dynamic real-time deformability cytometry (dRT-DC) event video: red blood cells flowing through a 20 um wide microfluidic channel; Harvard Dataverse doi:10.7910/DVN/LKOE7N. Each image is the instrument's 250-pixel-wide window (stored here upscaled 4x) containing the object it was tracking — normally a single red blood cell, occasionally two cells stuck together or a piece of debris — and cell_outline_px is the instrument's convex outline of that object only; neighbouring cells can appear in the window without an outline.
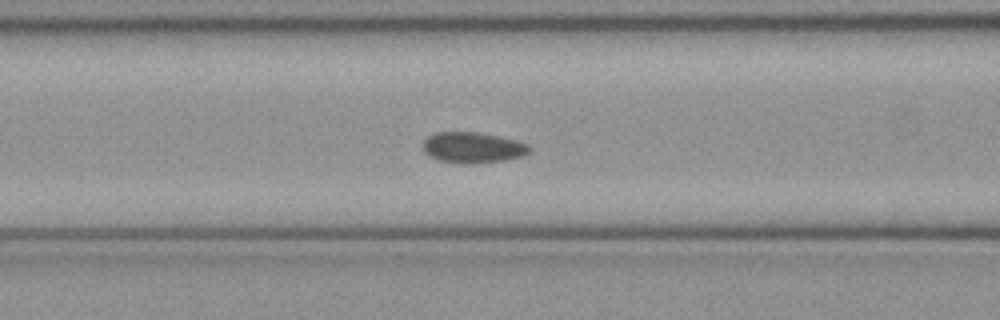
{"species": "common noctule bat (a hibernating species)", "species_latin": "Nyctalus noctula", "temperature_condition": "cold", "stored_images_in_passage": 52, "camera_frame_rate_fps": 3000, "um_per_image_px": 0.085, "animal": {"sex": "female", "body_mass_g": 21.9}, "frame": {"image": 1, "passage_image": 21, "time_ms": 6.667, "image_size_px": [1000, 320], "cell_outline_px": [[532, 152], [524, 156], [504, 160], [472, 164], [460, 164], [440, 160], [428, 156], [424, 152], [424, 140], [428, 136], [436, 132], [476, 132], [516, 140], [528, 144], [532, 148]], "centroid_in_image_um": [40.21, 12.55], "position_along_channel_um": 126.4, "area_um2": 19.25}}
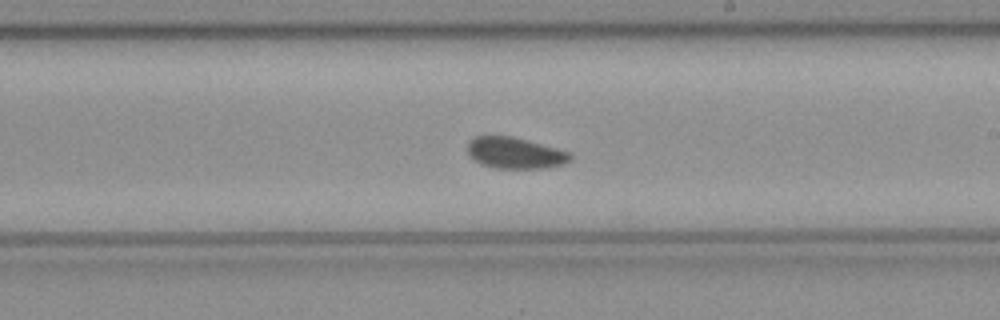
{"frame": {"image": 2, "passage_image": 30, "time_ms": 9.667, "image_size_px": [1000, 320], "cell_outline_px": [[572, 160], [564, 164], [544, 168], [496, 168], [480, 164], [472, 160], [468, 156], [468, 144], [476, 136], [512, 136], [528, 140], [572, 152]], "centroid_in_image_um": [43.8, 13.01], "position_along_channel_um": 245.2, "area_um2": 18.9}}
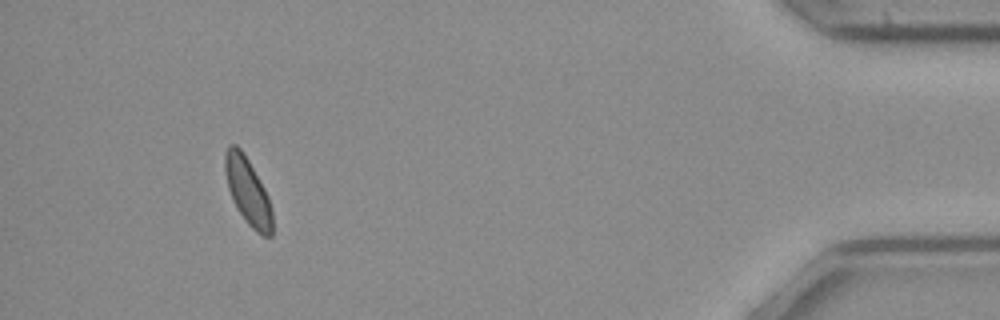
{"frame": {"image": 3, "passage_image": 48, "time_ms": 15.667, "image_size_px": [1000, 320], "cell_outline_px": [[272, 236], [264, 236], [256, 232], [248, 224], [240, 212], [228, 188], [224, 168], [224, 152], [228, 144], [236, 144], [244, 152], [264, 188], [268, 196], [272, 208]], "centroid_in_image_um": [21.06, 16.22], "position_along_channel_um": 414.1, "area_um2": 18.32}, "authors_computed_cell_mechanics": {"area_um2": 18.9873, "velocity_mm_per_s": 3.9611, "shape_relaxation_time_tau1_ms": 4.7627, "shape_relaxation_time_tau2_ms": null, "deformation_change_tau1": 0.0587, "deformation_change_tau2": null}}